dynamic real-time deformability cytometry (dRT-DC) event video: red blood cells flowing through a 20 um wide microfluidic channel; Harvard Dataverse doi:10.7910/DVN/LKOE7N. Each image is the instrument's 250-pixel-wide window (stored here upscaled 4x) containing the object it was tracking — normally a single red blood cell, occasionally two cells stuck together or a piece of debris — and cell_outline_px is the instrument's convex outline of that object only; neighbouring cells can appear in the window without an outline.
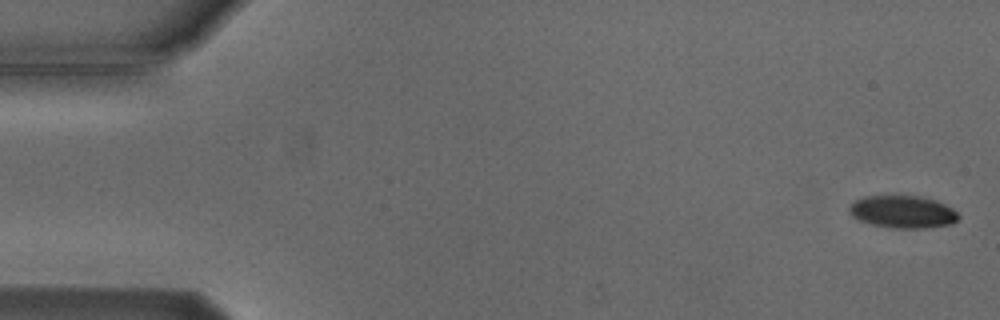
{"species": "Egyptian fruit bat (a non-hibernating species)", "species_latin": "Rousettus aegyptiacus", "temperature_condition": "cold", "stored_images_in_passage": 6, "segment_of_instrument_passage": [1, 2], "camera_frame_rate_fps": 3000, "um_per_image_px": 0.085, "animal": {"sex": "male"}, "frame": {"image": 1, "passage_image": 1, "time_ms": 0.0, "image_size_px": [1000, 320], "cell_outline_px": [[960, 216], [952, 224], [924, 228], [896, 228], [872, 224], [860, 220], [852, 216], [848, 212], [848, 208], [856, 200], [864, 196], [916, 196], [936, 200], [952, 208]], "centroid_in_image_um": [76.73, 18.0], "position_along_channel_um": 8.3, "area_um2": 20.46}}
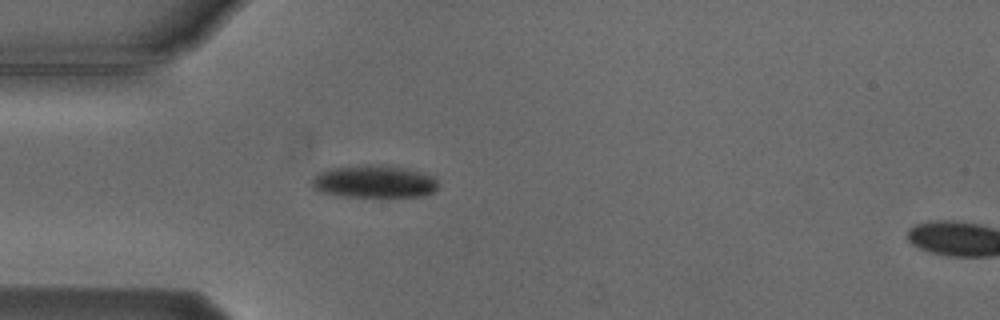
{"frame": {"image": 2, "passage_image": 5, "time_ms": 4.667, "image_size_px": [1000, 320], "cell_outline_px": [[440, 184], [432, 192], [424, 196], [340, 196], [320, 192], [312, 188], [308, 184], [320, 172], [332, 168], [368, 164], [380, 164], [408, 168], [432, 176]], "centroid_in_image_um": [31.78, 15.42], "position_along_channel_um": 53.2, "area_um2": 24.04}}